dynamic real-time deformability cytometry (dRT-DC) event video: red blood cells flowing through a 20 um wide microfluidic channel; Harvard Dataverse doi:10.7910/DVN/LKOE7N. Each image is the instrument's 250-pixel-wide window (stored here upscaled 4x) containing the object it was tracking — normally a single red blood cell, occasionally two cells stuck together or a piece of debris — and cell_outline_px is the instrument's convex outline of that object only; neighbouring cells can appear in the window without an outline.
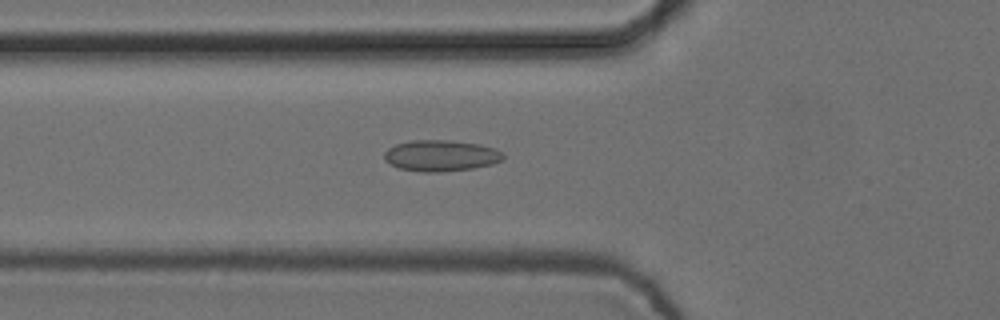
{"species": "common noctule bat (a hibernating species)", "species_latin": "Nyctalus noctula", "temperature_condition": "cold", "stored_images_in_passage": 49, "camera_frame_rate_fps": 3000, "um_per_image_px": 0.085, "animal": {"sex": "female", "body_mass_g": 24.6, "forearm_length_mm": 56.2}, "frame": {"image": 1, "passage_image": 14, "time_ms": 4.333, "image_size_px": [1000, 320], "cell_outline_px": [[504, 160], [492, 164], [472, 168], [440, 172], [424, 172], [400, 168], [384, 160], [384, 152], [388, 148], [396, 144], [412, 140], [448, 140], [480, 144], [496, 148], [504, 152]], "centroid_in_image_um": [37.51, 13.22], "position_along_channel_um": 88.3, "area_um2": 21.68}}
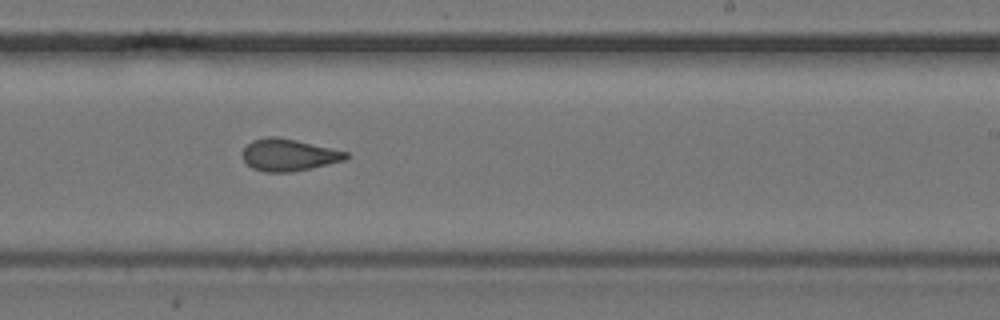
{"frame": {"image": 2, "passage_image": 28, "time_ms": 9.0, "image_size_px": [1000, 320], "cell_outline_px": [[348, 156], [344, 160], [312, 168], [292, 172], [264, 172], [252, 168], [244, 160], [244, 148], [252, 140], [268, 136], [276, 136], [296, 140], [348, 152]], "centroid_in_image_um": [24.53, 13.17], "position_along_channel_um": 264.5, "area_um2": 19.13}}
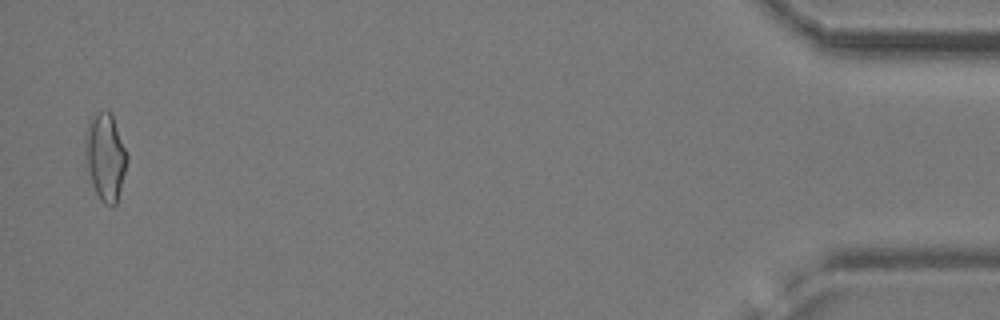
{"frame": {"image": 3, "passage_image": 48, "time_ms": 15.667, "image_size_px": [1000, 320], "cell_outline_px": [[128, 160], [116, 204], [112, 208], [104, 204], [100, 200], [96, 192], [88, 172], [84, 152], [84, 136], [88, 124], [96, 112], [112, 112], [128, 152]], "centroid_in_image_um": [8.97, 13.32], "position_along_channel_um": 426.2, "area_um2": 21.56}, "authors_computed_cell_mechanics": {"area_um2": 19.8832, "velocity_mm_per_s": 3.7659, "shape_relaxation_time_tau1_ms": null, "shape_relaxation_time_tau2_ms": 1.5783, "deformation_change_tau1": null, "deformation_change_tau2": 0.0925}}